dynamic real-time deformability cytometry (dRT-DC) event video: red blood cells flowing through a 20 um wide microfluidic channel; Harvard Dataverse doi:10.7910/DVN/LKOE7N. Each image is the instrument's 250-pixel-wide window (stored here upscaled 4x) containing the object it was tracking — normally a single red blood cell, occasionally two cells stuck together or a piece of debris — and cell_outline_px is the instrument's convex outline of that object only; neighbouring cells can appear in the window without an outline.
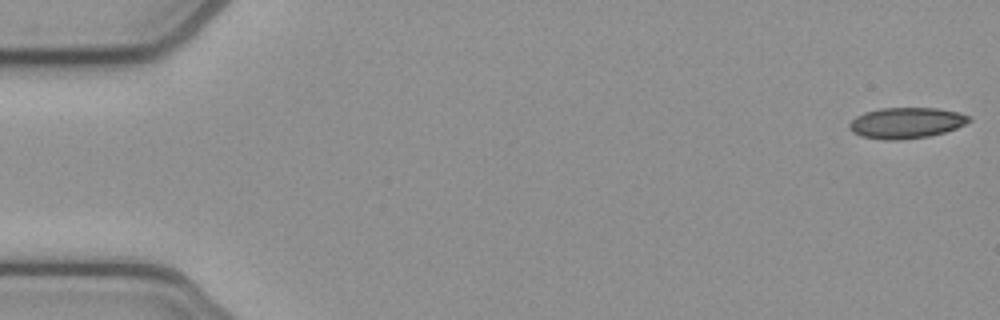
{"species": "common noctule bat (a hibernating species)", "species_latin": "Nyctalus noctula", "temperature_condition": "cold", "stored_images_in_passage": 14, "camera_frame_rate_fps": 3000, "um_per_image_px": 0.085, "animal": {"sex": "female", "body_mass_g": 21.9}, "frame": {"image": 1, "passage_image": 1, "time_ms": 0.0, "image_size_px": [1000, 320], "cell_outline_px": [[972, 120], [956, 128], [944, 132], [928, 136], [896, 140], [884, 140], [860, 136], [852, 132], [848, 128], [848, 124], [856, 116], [864, 112], [880, 108], [936, 108], [956, 112], [972, 116]], "centroid_in_image_um": [77.0, 10.44], "position_along_channel_um": 8.0, "area_um2": 21.56}}
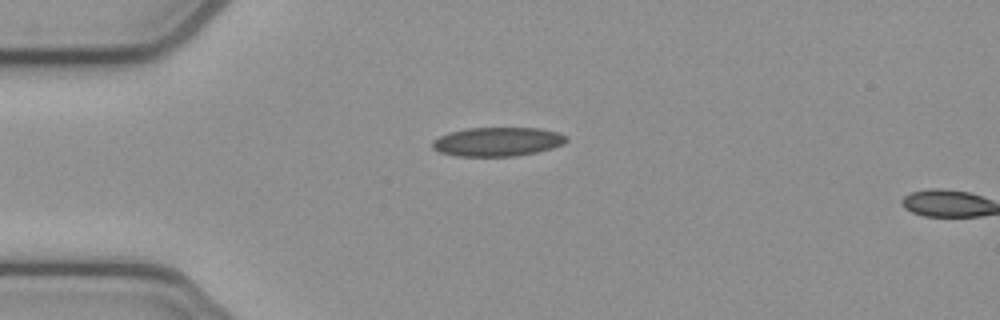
{"frame": {"image": 2, "passage_image": 13, "time_ms": 4.0, "image_size_px": [1000, 320], "cell_outline_px": [[568, 140], [564, 144], [552, 148], [536, 152], [516, 156], [456, 156], [440, 152], [432, 148], [432, 140], [448, 132], [464, 128], [540, 128], [556, 132], [568, 136]], "centroid_in_image_um": [42.28, 12.04], "position_along_channel_um": 42.7, "area_um2": 22.77}}